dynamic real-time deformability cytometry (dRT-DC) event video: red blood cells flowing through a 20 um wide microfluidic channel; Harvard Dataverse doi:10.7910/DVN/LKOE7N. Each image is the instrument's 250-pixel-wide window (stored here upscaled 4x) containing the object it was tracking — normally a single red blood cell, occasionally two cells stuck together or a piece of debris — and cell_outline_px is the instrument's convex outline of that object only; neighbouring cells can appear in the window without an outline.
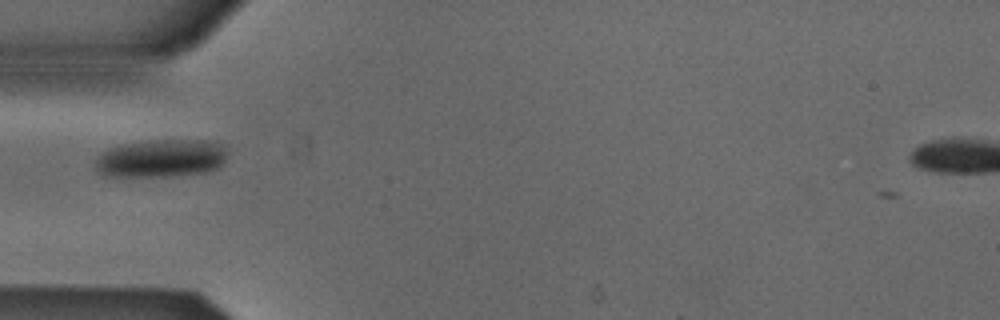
{"species": "Egyptian fruit bat (a non-hibernating species)", "species_latin": "Rousettus aegyptiacus", "temperature_condition": "cold", "stored_images_in_passage": 1, "camera_frame_rate_fps": 3000, "um_per_image_px": 0.085, "animal": {"sex": "male"}, "frame": {"image": 1, "passage_image": 1, "time_ms": 0.0, "image_size_px": [1000, 320], "cell_outline_px": [[228, 148], [224, 160], [216, 168], [204, 172], [172, 176], [100, 176], [96, 172], [96, 160], [108, 148], [120, 144], [156, 140], [216, 140], [224, 144]], "centroid_in_image_um": [13.71, 13.44], "position_along_channel_um": 71.3, "area_um2": 29.42}}